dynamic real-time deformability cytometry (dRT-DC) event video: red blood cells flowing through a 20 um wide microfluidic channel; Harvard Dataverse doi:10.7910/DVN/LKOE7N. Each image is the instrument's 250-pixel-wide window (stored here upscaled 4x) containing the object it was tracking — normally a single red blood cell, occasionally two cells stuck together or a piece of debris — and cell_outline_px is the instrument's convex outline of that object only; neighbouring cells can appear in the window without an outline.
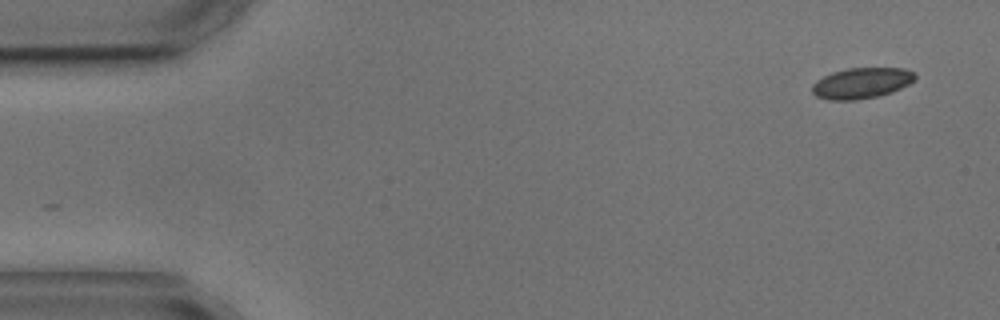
{"species": "common noctule bat (a hibernating species)", "species_latin": "Nyctalus noctula", "temperature_condition": "cold", "stored_images_in_passage": 4, "camera_frame_rate_fps": 3000, "um_per_image_px": 0.085, "animal": {"sex": "male", "body_mass_g": 17.9, "forearm_length_mm": 54.2}, "frame": {"image": 1, "passage_image": 1, "time_ms": 0.0, "image_size_px": [1000, 320], "cell_outline_px": [[916, 76], [908, 84], [892, 92], [880, 96], [856, 100], [828, 100], [816, 96], [812, 92], [812, 84], [816, 80], [832, 72], [848, 68], [904, 68], [916, 72]], "centroid_in_image_um": [73.22, 7.06], "position_along_channel_um": 11.8, "area_um2": 18.55}}
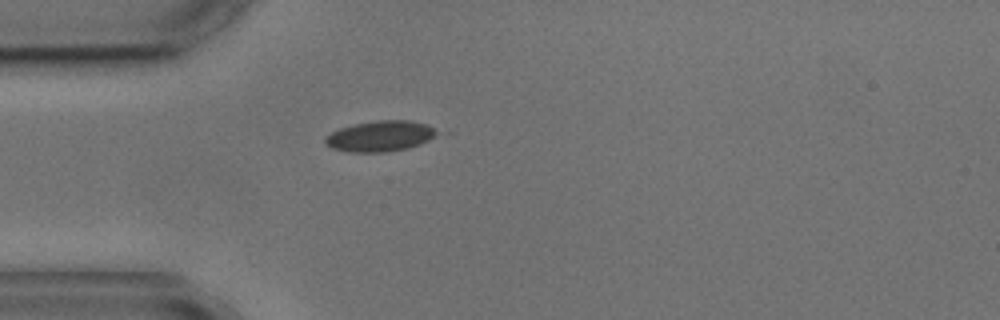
{"frame": {"image": 2, "passage_image": 4, "time_ms": 4.0, "image_size_px": [1000, 320], "cell_outline_px": [[440, 132], [428, 140], [420, 144], [408, 148], [384, 152], [348, 152], [332, 148], [324, 144], [324, 136], [340, 128], [356, 124], [376, 120], [408, 120], [428, 124]], "centroid_in_image_um": [32.3, 11.57], "position_along_channel_um": 52.7, "area_um2": 20.06}}